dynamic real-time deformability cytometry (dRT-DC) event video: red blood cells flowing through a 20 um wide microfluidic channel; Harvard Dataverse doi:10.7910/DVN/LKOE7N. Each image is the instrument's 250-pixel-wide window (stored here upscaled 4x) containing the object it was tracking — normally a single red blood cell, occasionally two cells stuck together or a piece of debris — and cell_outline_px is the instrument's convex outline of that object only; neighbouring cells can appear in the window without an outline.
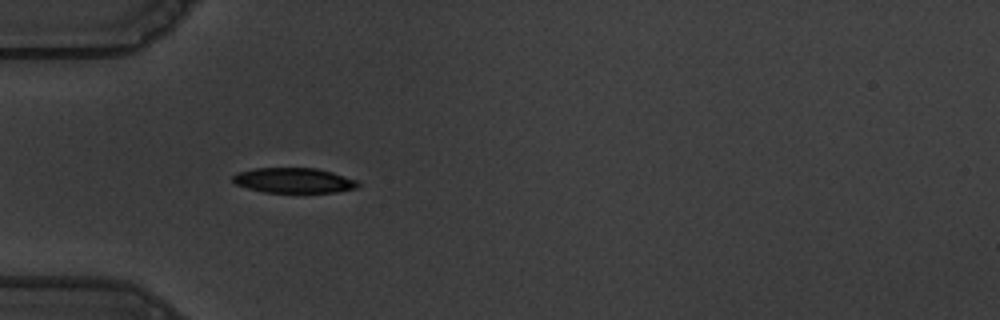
{"species": "common noctule bat (a hibernating species)", "species_latin": "Nyctalus noctula", "temperature_condition": "warm", "stored_images_in_passage": 39, "camera_frame_rate_fps": 3000, "um_per_image_px": 0.085, "animal": {"sex": "male", "body_mass_g": 19.5, "forearm_length_mm": 54.6}, "frame": {"image": 1, "passage_image": 1, "time_ms": 0.0, "image_size_px": [1000, 320], "cell_outline_px": [[360, 184], [356, 188], [336, 192], [264, 192], [248, 188], [236, 184], [232, 180], [232, 176], [236, 172], [256, 168], [316, 168], [332, 172], [356, 180]], "centroid_in_image_um": [24.95, 15.33], "position_along_channel_um": 60.1, "area_um2": 18.21}}
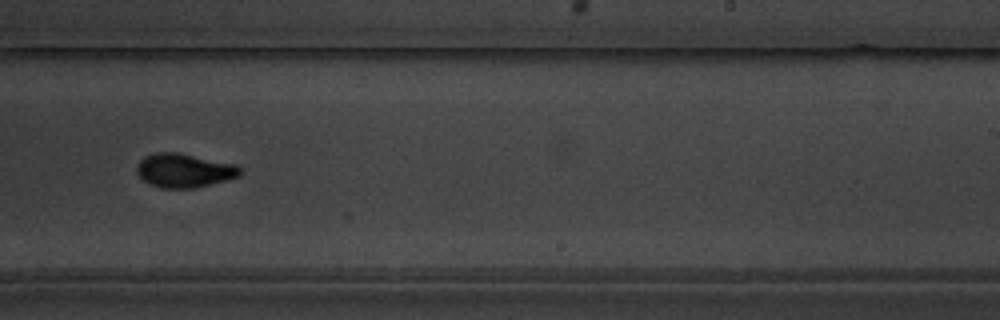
{"frame": {"image": 2, "passage_image": 19, "time_ms": 6.0, "image_size_px": [1000, 320], "cell_outline_px": [[240, 176], [192, 188], [160, 188], [148, 184], [136, 172], [136, 164], [144, 156], [156, 152], [176, 152], [236, 164], [240, 168]], "centroid_in_image_um": [15.6, 14.48], "position_along_channel_um": 273.4, "area_um2": 20.29}}
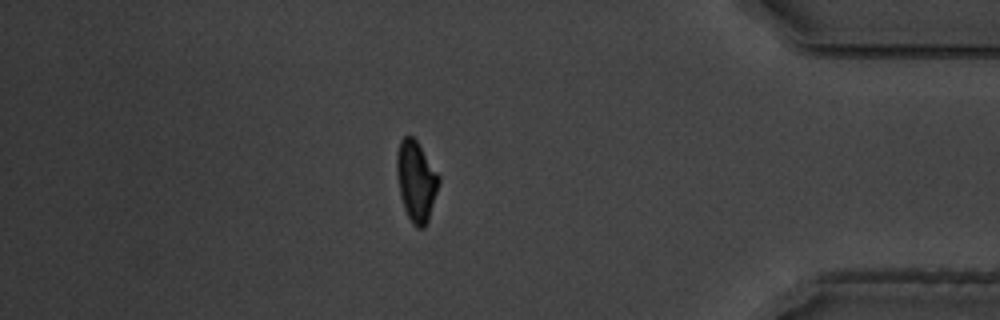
{"frame": {"image": 3, "passage_image": 32, "time_ms": 10.333, "image_size_px": [1000, 320], "cell_outline_px": [[440, 180], [428, 220], [424, 228], [416, 228], [412, 224], [404, 208], [400, 196], [396, 172], [396, 152], [400, 140], [404, 136], [412, 136], [416, 140], [440, 176]], "centroid_in_image_um": [35.35, 15.38], "position_along_channel_um": 399.8, "area_um2": 19.71}, "authors_computed_cell_mechanics": {"area_um2": 20.1722, "velocity_mm_per_s": 3.6315, "shape_relaxation_time_tau1_ms": 4.3724, "shape_relaxation_time_tau2_ms": 1.4655, "deformation_change_tau1": 0.1728, "deformation_change_tau2": 0.0641}}